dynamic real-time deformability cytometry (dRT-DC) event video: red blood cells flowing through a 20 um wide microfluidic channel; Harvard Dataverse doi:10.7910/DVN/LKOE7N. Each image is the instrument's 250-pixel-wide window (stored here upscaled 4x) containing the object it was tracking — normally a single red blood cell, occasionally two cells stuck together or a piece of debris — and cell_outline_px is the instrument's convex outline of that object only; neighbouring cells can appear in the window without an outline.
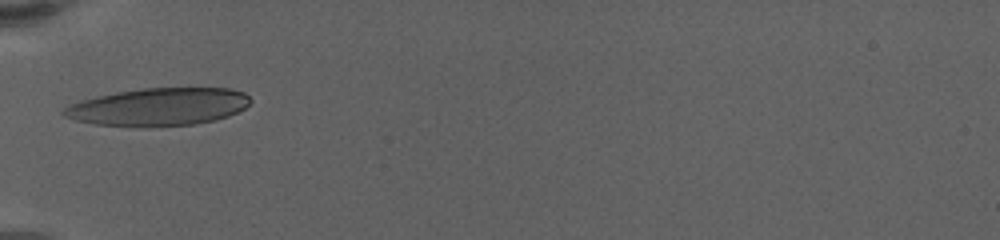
{"species": "human", "species_latin": "Homo sapiens", "temperature_condition": "warm", "stored_images_in_passage": 35, "camera_frame_rate_fps": 3000, "um_per_image_px": 0.085, "donor": {"sex": "female"}, "frame": {"image": 1, "passage_image": 1, "time_ms": 0.0, "image_size_px": [1000, 240], "cell_outline_px": [[252, 100], [244, 108], [228, 116], [216, 120], [196, 124], [144, 128], [96, 124], [72, 120], [64, 116], [60, 112], [64, 108], [80, 100], [116, 92], [144, 88], [228, 88], [244, 92]], "centroid_in_image_um": [13.45, 9.1], "position_along_channel_um": 71.5, "area_um2": 41.38}}
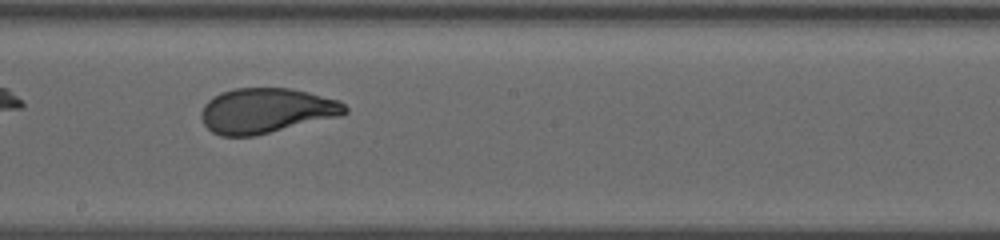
{"frame": {"image": 2, "passage_image": 17, "time_ms": 4.667, "image_size_px": [1000, 240], "cell_outline_px": [[348, 112], [340, 116], [252, 136], [220, 136], [212, 132], [204, 124], [200, 116], [200, 112], [204, 104], [212, 96], [220, 92], [236, 88], [292, 88], [340, 100], [348, 108]], "centroid_in_image_um": [22.61, 9.39], "position_along_channel_um": 225.6, "area_um2": 37.8}}
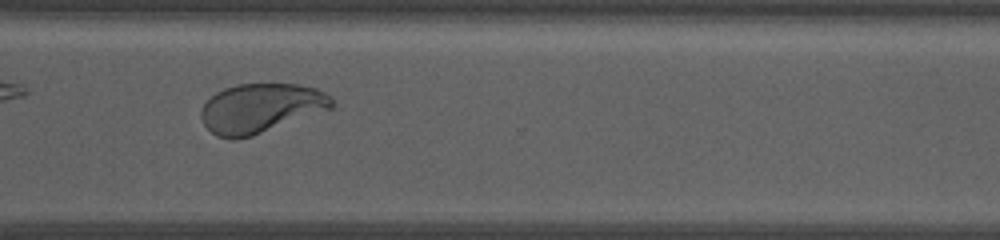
{"frame": {"image": 3, "passage_image": 27, "time_ms": 8.333, "image_size_px": [1000, 240], "cell_outline_px": [[332, 108], [252, 136], [236, 140], [232, 140], [216, 136], [204, 124], [200, 116], [200, 112], [204, 104], [216, 92], [224, 88], [236, 84], [300, 84], [316, 88], [324, 92], [332, 100]], "centroid_in_image_um": [22.13, 9.2], "position_along_channel_um": 348.5, "area_um2": 37.4}, "authors_computed_cell_mechanics": {"area_um2": 38.437, "velocity_mm_per_s": 3.3556, "shape_relaxation_time_tau1_ms": 4.3689, "shape_relaxation_time_tau2_ms": null, "deformation_change_tau1": 0.2037, "deformation_change_tau2": null}}